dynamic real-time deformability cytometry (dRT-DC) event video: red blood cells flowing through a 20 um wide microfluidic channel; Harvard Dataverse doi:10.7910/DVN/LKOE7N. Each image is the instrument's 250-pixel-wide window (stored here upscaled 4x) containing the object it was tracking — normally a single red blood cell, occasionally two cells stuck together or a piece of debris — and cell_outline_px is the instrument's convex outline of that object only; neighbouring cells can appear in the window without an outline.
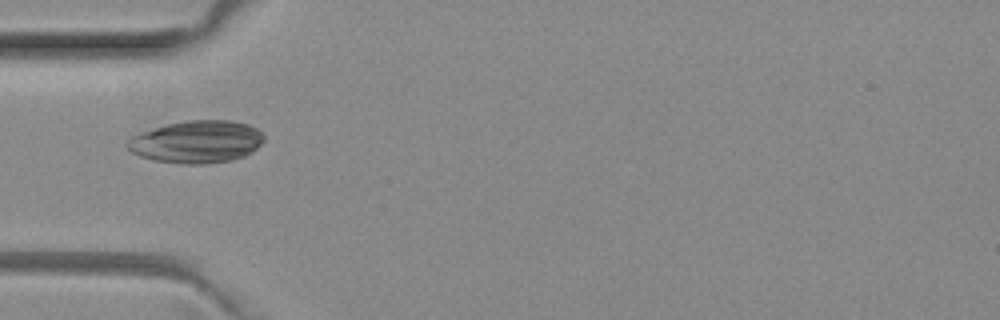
{"species": "common noctule bat (a hibernating species)", "species_latin": "Nyctalus noctula", "temperature_condition": "room temperature", "stored_images_in_passage": 2, "camera_frame_rate_fps": 3000, "um_per_image_px": 0.085, "animal": {"sex": "female", "body_mass_g": 29.2, "forearm_length_mm": 56.3}, "frame": {"image": 1, "passage_image": 2, "time_ms": 0.333, "image_size_px": [1000, 320], "cell_outline_px": [[264, 140], [252, 152], [244, 156], [232, 160], [204, 164], [188, 164], [156, 160], [140, 156], [132, 152], [128, 148], [128, 140], [132, 136], [168, 124], [184, 120], [232, 120], [248, 124], [256, 128], [264, 136]], "centroid_in_image_um": [16.77, 12.05], "position_along_channel_um": 68.2, "area_um2": 33.41}}